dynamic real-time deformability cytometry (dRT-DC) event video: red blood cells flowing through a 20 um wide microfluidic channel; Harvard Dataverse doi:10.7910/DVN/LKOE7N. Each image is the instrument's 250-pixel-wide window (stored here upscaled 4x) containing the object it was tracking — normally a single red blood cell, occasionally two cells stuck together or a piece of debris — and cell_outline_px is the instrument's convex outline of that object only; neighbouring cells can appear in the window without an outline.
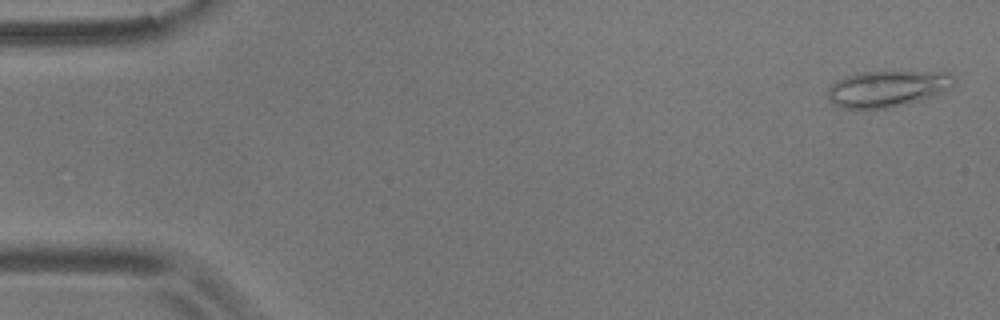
{"species": "common noctule bat (a hibernating species)", "species_latin": "Nyctalus noctula", "temperature_condition": "room temperature", "stored_images_in_passage": 55, "camera_frame_rate_fps": 3000, "um_per_image_px": 0.085, "animal": {"sex": "male", "body_mass_g": 17.9}, "frame": {"image": 1, "passage_image": 2, "time_ms": 0.333, "image_size_px": [1000, 320], "cell_outline_px": [[956, 84], [932, 96], [904, 104], [888, 108], [844, 108], [832, 104], [828, 96], [828, 88], [832, 84], [848, 76], [860, 72], [948, 72], [956, 80]], "centroid_in_image_um": [75.42, 7.53], "position_along_channel_um": 9.6, "area_um2": 26.18}}
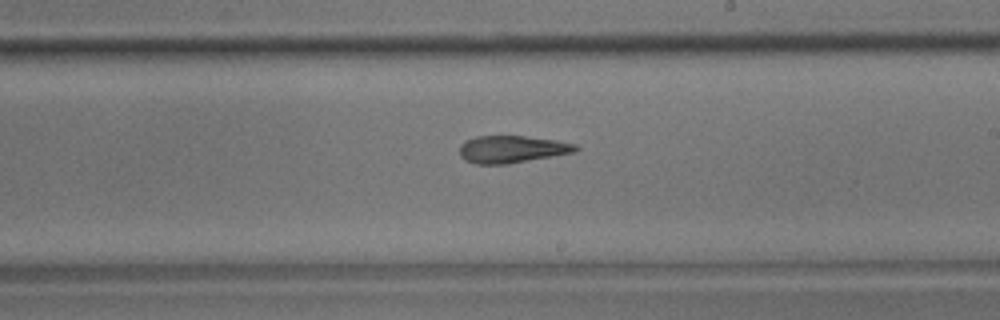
{"frame": {"image": 2, "passage_image": 32, "time_ms": 10.333, "image_size_px": [1000, 320], "cell_outline_px": [[580, 148], [576, 152], [508, 164], [476, 164], [464, 160], [460, 156], [460, 144], [464, 140], [476, 136], [524, 136], [556, 140], [576, 144]], "centroid_in_image_um": [43.5, 12.68], "position_along_channel_um": 245.5, "area_um2": 18.61}}
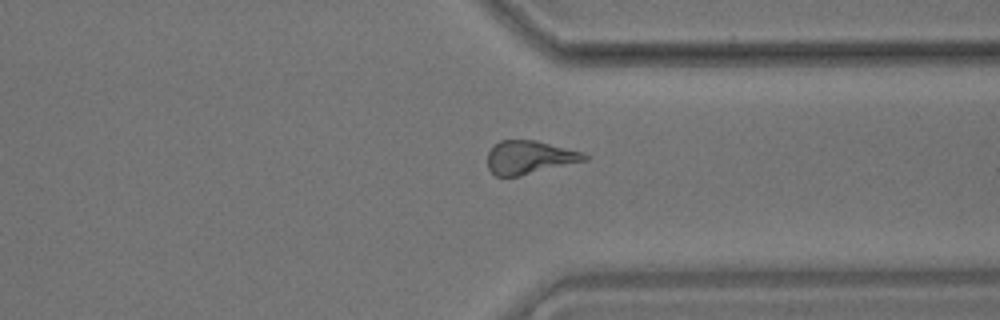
{"frame": {"image": 3, "passage_image": 42, "time_ms": 13.667, "image_size_px": [1000, 320], "cell_outline_px": [[588, 160], [520, 176], [496, 176], [488, 168], [488, 152], [500, 140], [536, 140], [584, 152], [588, 156]], "centroid_in_image_um": [45.03, 13.37], "position_along_channel_um": 366.4, "area_um2": 18.84}, "authors_computed_cell_mechanics": {"area_um2": 19.941, "velocity_mm_per_s": 3.6423, "shape_relaxation_time_tau1_ms": null, "shape_relaxation_time_tau2_ms": 6.224, "deformation_change_tau1": null, "deformation_change_tau2": 0.1913}}